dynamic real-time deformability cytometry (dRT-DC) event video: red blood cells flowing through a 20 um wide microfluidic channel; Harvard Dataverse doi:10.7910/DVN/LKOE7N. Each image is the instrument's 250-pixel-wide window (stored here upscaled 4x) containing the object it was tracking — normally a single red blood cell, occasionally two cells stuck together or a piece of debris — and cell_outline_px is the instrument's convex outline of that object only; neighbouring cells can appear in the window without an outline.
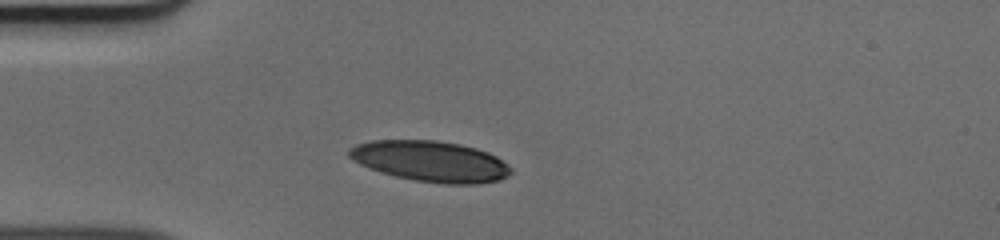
{"species": "human", "species_latin": "Homo sapiens", "temperature_condition": "cold", "stored_images_in_passage": 31, "camera_frame_rate_fps": 3000, "um_per_image_px": 0.085, "donor": {"sex": "male"}, "frame": {"image": 1, "passage_image": 1, "time_ms": 0.0, "image_size_px": [1000, 240], "cell_outline_px": [[512, 172], [508, 176], [500, 180], [480, 184], [444, 184], [416, 180], [396, 176], [360, 164], [352, 160], [348, 156], [348, 148], [356, 144], [372, 140], [436, 140], [460, 144], [476, 148], [488, 152], [496, 156], [508, 164], [512, 168]], "centroid_in_image_um": [36.63, 13.7], "position_along_channel_um": 48.4, "area_um2": 38.49}}
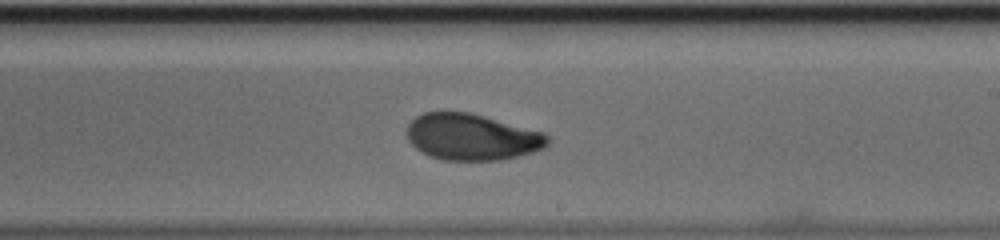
{"frame": {"image": 2, "passage_image": 17, "time_ms": 5.333, "image_size_px": [1000, 240], "cell_outline_px": [[548, 144], [544, 148], [532, 152], [500, 160], [444, 160], [428, 156], [416, 148], [408, 140], [408, 124], [416, 116], [424, 112], [468, 112], [484, 116], [544, 132], [548, 136]], "centroid_in_image_um": [40.1, 11.64], "position_along_channel_um": 248.9, "area_um2": 37.86}}
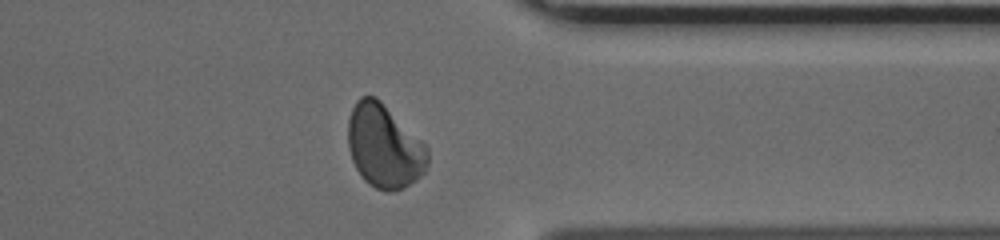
{"frame": {"image": 3, "passage_image": 27, "time_ms": 8.667, "image_size_px": [1000, 240], "cell_outline_px": [[428, 164], [424, 172], [416, 180], [404, 188], [392, 192], [388, 192], [376, 188], [368, 184], [364, 180], [356, 168], [352, 160], [348, 148], [348, 120], [352, 108], [356, 100], [360, 96], [376, 96], [428, 148]], "centroid_in_image_um": [32.64, 12.45], "position_along_channel_um": 378.8, "area_um2": 38.67}}